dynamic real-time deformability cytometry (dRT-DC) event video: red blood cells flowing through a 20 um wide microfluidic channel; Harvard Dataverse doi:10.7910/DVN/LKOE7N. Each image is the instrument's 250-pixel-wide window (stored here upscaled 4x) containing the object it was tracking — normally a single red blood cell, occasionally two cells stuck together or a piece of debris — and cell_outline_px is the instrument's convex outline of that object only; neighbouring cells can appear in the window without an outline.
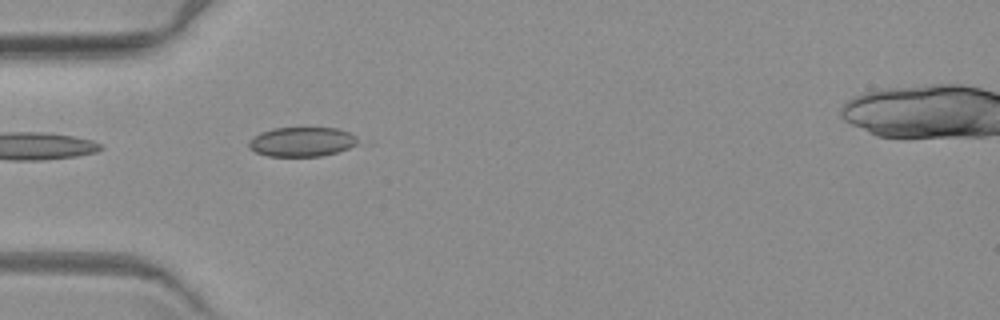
{"species": "common noctule bat (a hibernating species)", "species_latin": "Nyctalus noctula", "temperature_condition": "warm", "stored_images_in_passage": 4, "camera_frame_rate_fps": 3000, "um_per_image_px": 0.085, "animal": {"sex": "female", "body_mass_g": 19.3, "forearm_length_mm": 54.1}, "frame": {"image": 1, "passage_image": 4, "time_ms": 3.667, "image_size_px": [1000, 320], "cell_outline_px": [[356, 144], [348, 148], [336, 152], [320, 156], [268, 156], [256, 152], [248, 148], [248, 144], [260, 132], [272, 128], [336, 128], [348, 132], [356, 136]], "centroid_in_image_um": [25.64, 12.05], "position_along_channel_um": 59.4, "area_um2": 18.44}}